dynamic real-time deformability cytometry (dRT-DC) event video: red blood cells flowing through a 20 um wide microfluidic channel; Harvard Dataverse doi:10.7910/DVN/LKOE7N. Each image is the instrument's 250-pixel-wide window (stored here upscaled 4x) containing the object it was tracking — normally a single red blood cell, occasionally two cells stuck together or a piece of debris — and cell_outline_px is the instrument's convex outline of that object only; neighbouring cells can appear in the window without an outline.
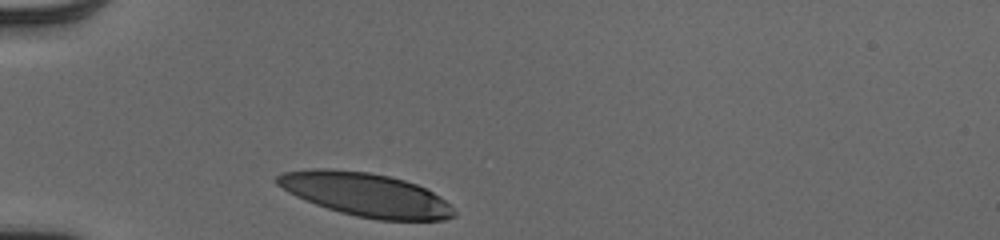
{"species": "human", "species_latin": "Homo sapiens", "temperature_condition": "cold", "stored_images_in_passage": 28, "camera_frame_rate_fps": 3000, "um_per_image_px": 0.085, "donor": {"sex": "male"}, "frame": {"image": 1, "passage_image": 1, "time_ms": 0.0, "image_size_px": [1000, 240], "cell_outline_px": [[456, 216], [444, 220], [380, 220], [356, 216], [340, 212], [304, 200], [288, 192], [276, 184], [276, 176], [284, 172], [308, 168], [324, 168], [368, 172], [388, 176], [404, 180], [416, 184], [440, 196], [452, 204], [456, 212]], "centroid_in_image_um": [31.1, 16.54], "position_along_channel_um": 53.9, "area_um2": 44.91}}
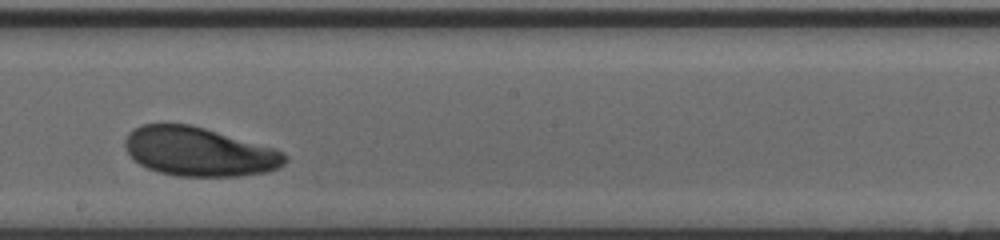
{"frame": {"image": 2, "passage_image": 16, "time_ms": 5.0, "image_size_px": [1000, 240], "cell_outline_px": [[288, 160], [280, 168], [268, 172], [240, 176], [176, 176], [156, 172], [140, 164], [128, 152], [124, 144], [124, 140], [136, 128], [144, 124], [188, 124], [204, 128], [272, 148], [288, 156]], "centroid_in_image_um": [16.93, 12.92], "position_along_channel_um": 231.3, "area_um2": 45.08}}
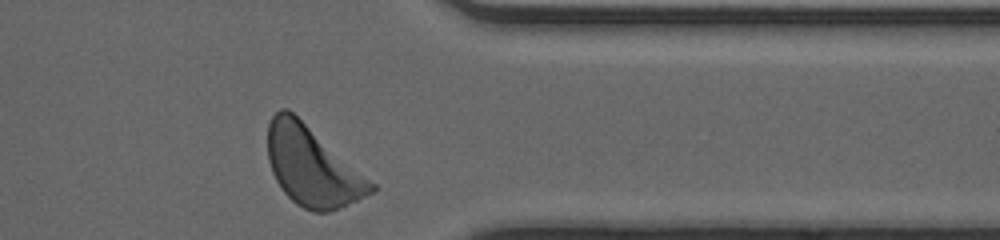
{"frame": {"image": 3, "passage_image": 28, "time_ms": 9.0, "image_size_px": [1000, 240], "cell_outline_px": [[376, 192], [328, 212], [312, 212], [296, 204], [284, 192], [276, 180], [272, 172], [268, 160], [268, 124], [272, 116], [280, 108], [288, 108], [376, 184]], "centroid_in_image_um": [26.53, 14.15], "position_along_channel_um": 384.9, "area_um2": 47.4}, "authors_computed_cell_mechanics": {"area_um2": 45.7487, "velocity_mm_per_s": 3.9687, "shape_relaxation_time_tau1_ms": 2.1761, "shape_relaxation_time_tau2_ms": null, "deformation_change_tau1": 0.1299, "deformation_change_tau2": null}}